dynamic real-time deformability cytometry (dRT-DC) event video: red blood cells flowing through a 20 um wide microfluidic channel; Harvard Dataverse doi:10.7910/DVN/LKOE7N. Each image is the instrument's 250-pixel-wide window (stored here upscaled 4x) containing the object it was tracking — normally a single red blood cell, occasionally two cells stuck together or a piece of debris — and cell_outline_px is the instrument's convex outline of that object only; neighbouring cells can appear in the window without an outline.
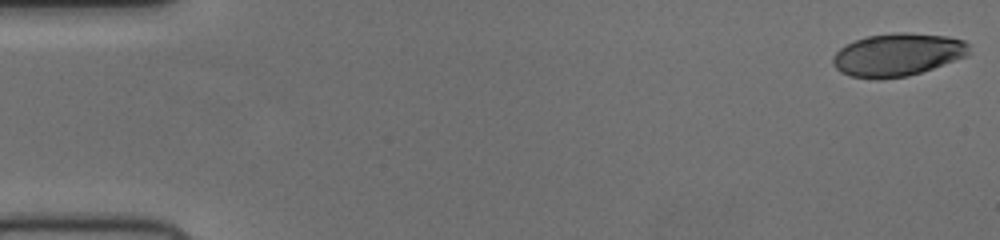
{"species": "human", "species_latin": "Homo sapiens", "temperature_condition": "cold", "stored_images_in_passage": 53, "camera_frame_rate_fps": 3000, "um_per_image_px": 0.085, "donor": {"sex": "female"}, "frame": {"image": 1, "passage_image": 1, "time_ms": 0.0, "image_size_px": [1000, 240], "cell_outline_px": [[968, 52], [964, 56], [932, 68], [908, 76], [880, 80], [876, 80], [848, 76], [840, 72], [832, 64], [832, 56], [840, 48], [856, 40], [868, 36], [896, 32], [908, 32], [948, 36], [964, 40], [968, 44]], "centroid_in_image_um": [76.23, 4.66], "position_along_channel_um": 8.8, "area_um2": 33.99}}
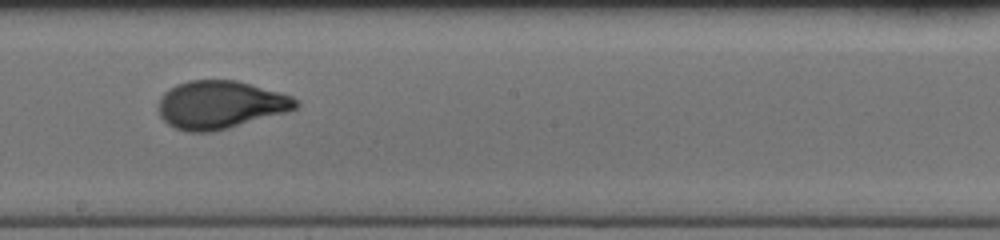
{"frame": {"image": 2, "passage_image": 30, "time_ms": 9.667, "image_size_px": [1000, 240], "cell_outline_px": [[300, 104], [296, 108], [288, 112], [228, 128], [212, 132], [188, 132], [176, 128], [168, 124], [160, 116], [160, 96], [168, 88], [176, 84], [188, 80], [236, 80], [280, 92], [292, 96]], "centroid_in_image_um": [18.73, 8.9], "position_along_channel_um": 229.5, "area_um2": 38.44}}
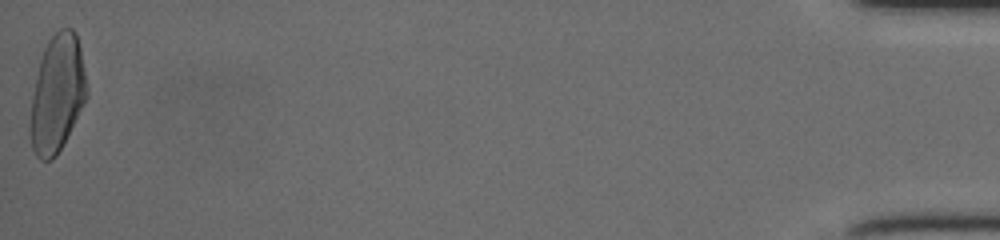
{"frame": {"image": 3, "passage_image": 53, "time_ms": 17.333, "image_size_px": [1000, 240], "cell_outline_px": [[88, 96], [84, 104], [56, 156], [52, 160], [40, 160], [36, 156], [32, 148], [28, 128], [32, 96], [36, 76], [40, 60], [44, 48], [48, 40], [60, 28], [72, 28], [76, 32], [80, 48], [88, 92]], "centroid_in_image_um": [4.84, 7.98], "position_along_channel_um": 430.4, "area_um2": 38.61}}